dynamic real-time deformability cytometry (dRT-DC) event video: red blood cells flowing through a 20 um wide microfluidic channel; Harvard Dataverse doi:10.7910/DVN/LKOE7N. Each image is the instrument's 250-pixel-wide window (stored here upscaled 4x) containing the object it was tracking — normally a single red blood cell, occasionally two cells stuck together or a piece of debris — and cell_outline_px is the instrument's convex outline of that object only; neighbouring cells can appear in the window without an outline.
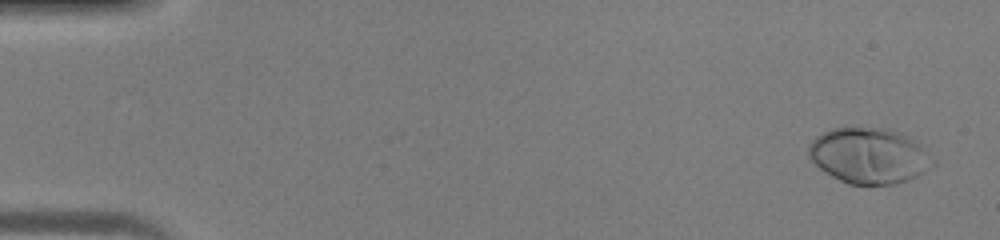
{"species": "human", "species_latin": "Homo sapiens", "temperature_condition": "warm", "stored_images_in_passage": 44, "camera_frame_rate_fps": 3000, "um_per_image_px": 0.085, "donor": {"sex": "male"}, "frame": {"image": 1, "passage_image": 1, "time_ms": 0.0, "image_size_px": [1000, 240], "cell_outline_px": [[936, 164], [924, 172], [908, 180], [896, 184], [848, 184], [832, 176], [820, 168], [808, 156], [808, 144], [816, 136], [832, 128], [844, 124], [888, 128], [908, 136], [936, 160]], "centroid_in_image_um": [73.85, 13.19], "position_along_channel_um": 11.2, "area_um2": 40.92}}
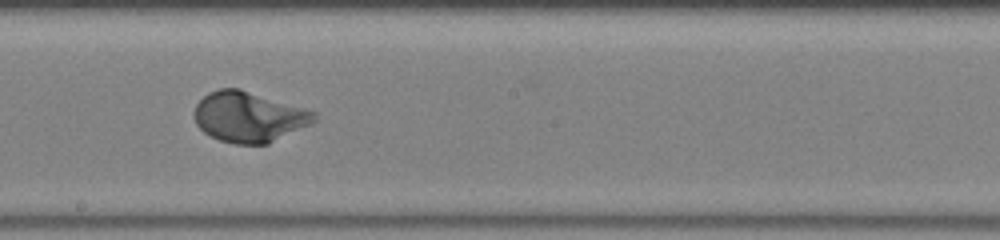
{"frame": {"image": 2, "passage_image": 25, "time_ms": 8.0, "image_size_px": [1000, 240], "cell_outline_px": [[316, 120], [312, 124], [268, 144], [236, 144], [220, 140], [204, 132], [196, 124], [192, 112], [196, 104], [208, 92], [220, 88], [240, 88], [304, 108], [316, 112]], "centroid_in_image_um": [21.14, 9.93], "position_along_channel_um": 227.1, "area_um2": 35.37}}
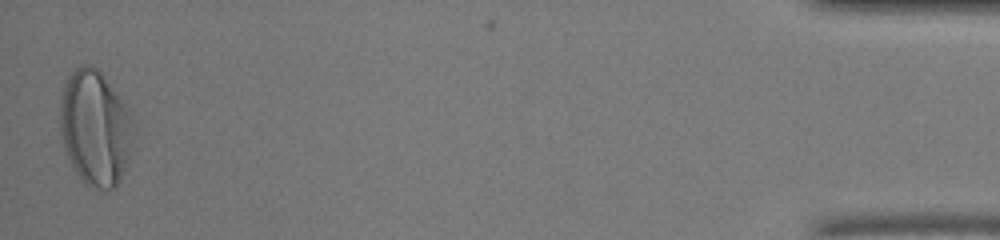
{"frame": {"image": 3, "passage_image": 44, "time_ms": 14.333, "image_size_px": [1000, 240], "cell_outline_px": [[136, 128], [128, 160], [116, 188], [92, 188], [84, 184], [80, 180], [64, 148], [60, 132], [60, 104], [64, 84], [68, 76], [80, 64], [88, 64], [96, 68], [100, 72], [120, 100], [128, 112]], "centroid_in_image_um": [8.07, 10.9], "position_along_channel_um": 427.1, "area_um2": 48.9}}